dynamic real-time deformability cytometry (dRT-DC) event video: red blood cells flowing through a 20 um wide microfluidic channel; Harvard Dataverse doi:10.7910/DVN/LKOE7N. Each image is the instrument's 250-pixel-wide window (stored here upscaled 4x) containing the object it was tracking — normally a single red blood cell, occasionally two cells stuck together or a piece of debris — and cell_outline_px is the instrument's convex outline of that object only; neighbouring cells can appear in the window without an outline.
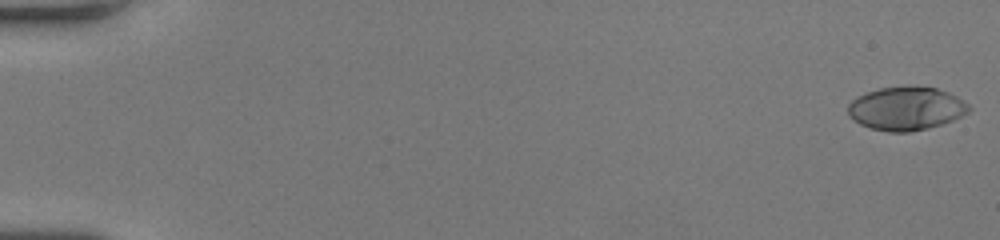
{"species": "human", "species_latin": "Homo sapiens", "temperature_condition": "room temperature", "stored_images_in_passage": 49, "camera_frame_rate_fps": 3000, "um_per_image_px": 0.085, "donor": {"sex": "female"}, "frame": {"image": 1, "passage_image": 1, "time_ms": 0.0, "image_size_px": [1000, 240], "cell_outline_px": [[972, 108], [968, 112], [952, 120], [928, 128], [908, 132], [888, 132], [872, 128], [860, 124], [848, 116], [848, 104], [856, 96], [880, 88], [904, 84], [908, 84], [936, 88], [948, 92], [956, 96], [968, 104]], "centroid_in_image_um": [77.0, 9.19], "position_along_channel_um": 8.0, "area_um2": 30.87}}
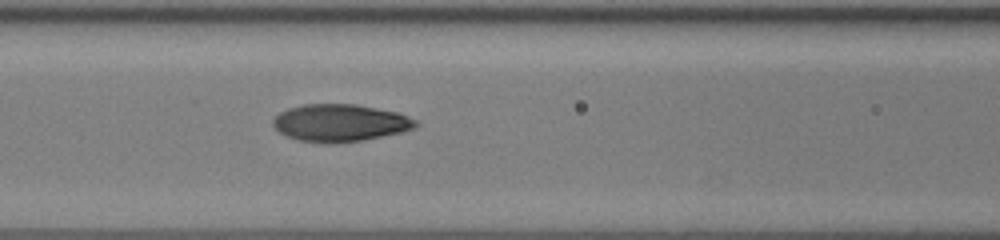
{"frame": {"image": 2, "passage_image": 25, "time_ms": 8.0, "image_size_px": [1000, 240], "cell_outline_px": [[420, 124], [416, 128], [400, 132], [364, 140], [332, 144], [324, 144], [296, 140], [284, 136], [272, 124], [272, 120], [280, 112], [288, 108], [304, 104], [356, 104], [400, 112], [416, 120]], "centroid_in_image_um": [28.91, 10.45], "position_along_channel_um": 137.7, "area_um2": 31.5}}
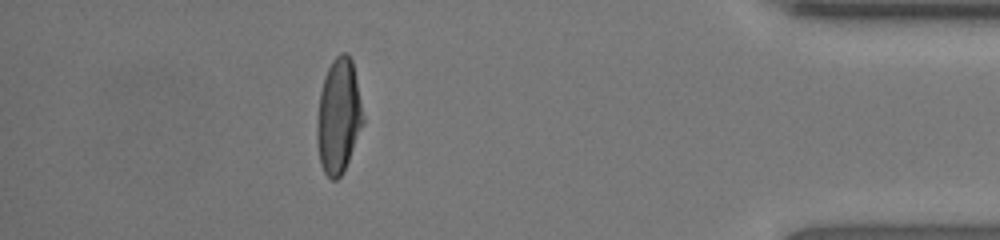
{"frame": {"image": 3, "passage_image": 48, "time_ms": 15.667, "image_size_px": [1000, 240], "cell_outline_px": [[364, 124], [344, 172], [336, 180], [332, 180], [324, 172], [320, 164], [316, 140], [316, 124], [320, 92], [324, 76], [332, 60], [340, 52], [344, 52], [352, 60], [364, 116]], "centroid_in_image_um": [28.77, 9.91], "position_along_channel_um": 406.4, "area_um2": 31.1}}